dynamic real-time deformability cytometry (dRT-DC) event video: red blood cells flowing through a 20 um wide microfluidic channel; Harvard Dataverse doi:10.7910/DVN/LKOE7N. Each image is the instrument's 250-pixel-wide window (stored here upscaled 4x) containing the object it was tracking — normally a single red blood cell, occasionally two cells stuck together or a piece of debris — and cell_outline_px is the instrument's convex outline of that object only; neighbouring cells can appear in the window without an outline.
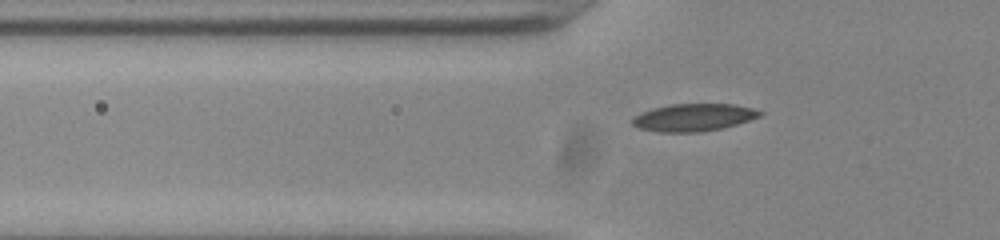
{"species": "common noctule bat (a hibernating species)", "species_latin": "Nyctalus noctula", "temperature_condition": "room temperature", "stored_images_in_passage": 36, "camera_frame_rate_fps": 3000, "um_per_image_px": 0.085, "animal": {"sex": "male", "body_mass_g": 20.0, "forearm_length_mm": 53.3}, "frame": {"image": 1, "passage_image": 3, "time_ms": 0.667, "image_size_px": [1000, 240], "cell_outline_px": [[764, 112], [760, 116], [724, 128], [700, 132], [660, 132], [640, 128], [632, 124], [632, 116], [652, 108], [672, 104], [736, 104], [752, 108]], "centroid_in_image_um": [58.95, 9.98], "position_along_channel_um": 66.9, "area_um2": 20.4}}
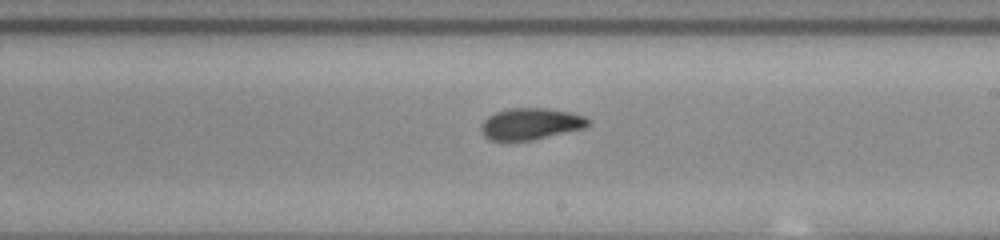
{"frame": {"image": 2, "passage_image": 17, "time_ms": 5.333, "image_size_px": [1000, 240], "cell_outline_px": [[592, 124], [584, 128], [532, 140], [488, 140], [484, 136], [480, 128], [480, 124], [488, 116], [496, 112], [508, 108], [548, 108], [572, 112], [584, 116], [592, 120]], "centroid_in_image_um": [45.13, 10.51], "position_along_channel_um": 243.9, "area_um2": 19.88}}
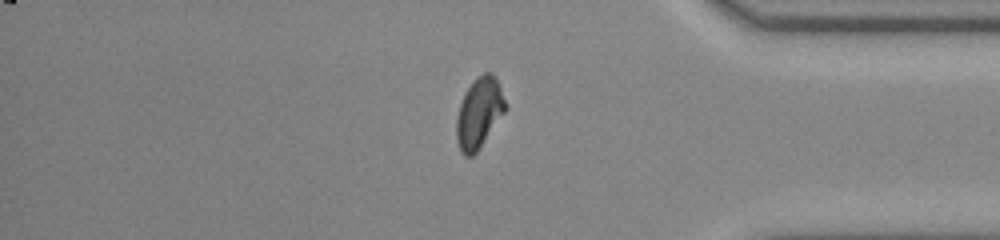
{"frame": {"image": 3, "passage_image": 30, "time_ms": 9.667, "image_size_px": [1000, 240], "cell_outline_px": [[508, 108], [476, 152], [472, 156], [464, 156], [460, 152], [456, 140], [456, 116], [460, 104], [472, 80], [476, 76], [484, 72], [492, 72], [500, 88]], "centroid_in_image_um": [40.71, 9.6], "position_along_channel_um": 394.5, "area_um2": 20.06}}